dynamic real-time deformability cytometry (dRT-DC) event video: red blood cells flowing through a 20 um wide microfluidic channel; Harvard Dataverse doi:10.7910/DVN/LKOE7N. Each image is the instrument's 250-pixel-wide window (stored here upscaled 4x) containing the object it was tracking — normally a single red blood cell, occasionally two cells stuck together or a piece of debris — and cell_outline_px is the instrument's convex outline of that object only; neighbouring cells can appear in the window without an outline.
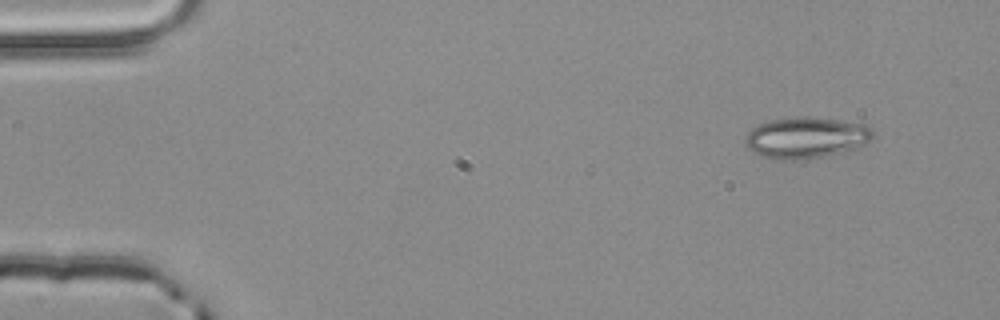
{"species": "common noctule bat (a hibernating species)", "species_latin": "Nyctalus noctula", "temperature_condition": "room temperature", "stored_images_in_passage": 3, "camera_frame_rate_fps": 3000, "um_per_image_px": 0.085, "animal": {"sex": "male", "body_mass_g": 20.4}, "frame": {"image": 1, "passage_image": 1, "time_ms": 0.0, "image_size_px": [1000, 320], "cell_outline_px": [[876, 136], [872, 140], [856, 148], [824, 156], [792, 160], [776, 160], [764, 156], [748, 148], [744, 140], [744, 136], [752, 128], [760, 124], [772, 120], [804, 116], [808, 116], [836, 120], [860, 124], [872, 128]], "centroid_in_image_um": [68.52, 11.7], "position_along_channel_um": 16.5, "area_um2": 30.35}}